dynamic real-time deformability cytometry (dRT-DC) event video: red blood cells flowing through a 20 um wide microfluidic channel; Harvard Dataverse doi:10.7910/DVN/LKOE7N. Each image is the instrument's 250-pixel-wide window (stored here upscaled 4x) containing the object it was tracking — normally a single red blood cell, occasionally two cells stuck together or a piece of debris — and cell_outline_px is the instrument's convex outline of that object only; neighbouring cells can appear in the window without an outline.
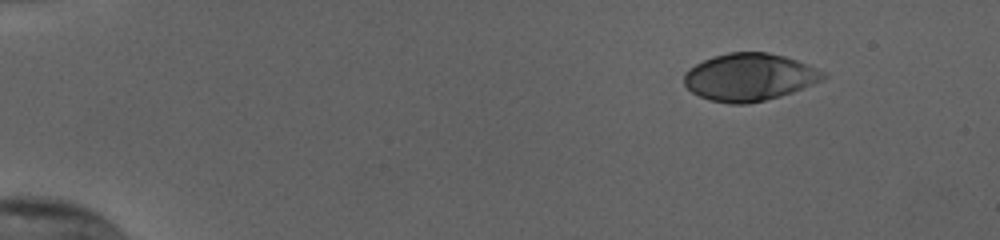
{"species": "human", "species_latin": "Homo sapiens", "temperature_condition": "cold", "stored_images_in_passage": 49, "camera_frame_rate_fps": 3000, "um_per_image_px": 0.085, "donor": {"sex": "female"}, "frame": {"image": 1, "passage_image": 1, "time_ms": 0.0, "image_size_px": [1000, 240], "cell_outline_px": [[828, 76], [820, 80], [792, 92], [780, 96], [748, 104], [732, 104], [708, 100], [692, 92], [684, 84], [684, 72], [688, 68], [704, 60], [728, 52], [768, 52], [784, 56], [796, 60], [824, 72]], "centroid_in_image_um": [63.65, 6.56], "position_along_channel_um": 21.3, "area_um2": 38.15}}
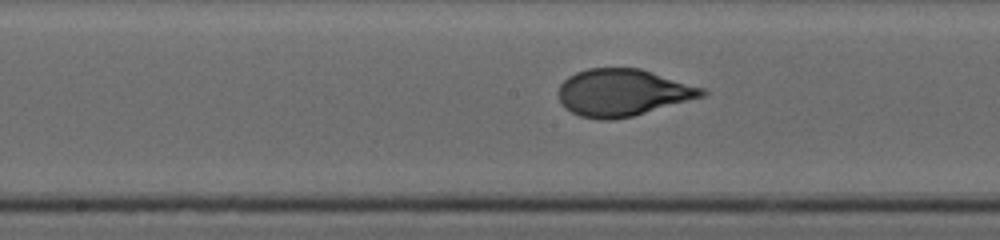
{"frame": {"image": 2, "passage_image": 24, "time_ms": 7.667, "image_size_px": [1000, 240], "cell_outline_px": [[708, 92], [704, 96], [632, 116], [612, 120], [600, 120], [580, 116], [564, 108], [556, 92], [560, 84], [568, 76], [576, 72], [588, 68], [640, 68], [704, 88]], "centroid_in_image_um": [52.89, 7.87], "position_along_channel_um": 195.3, "area_um2": 39.36}}
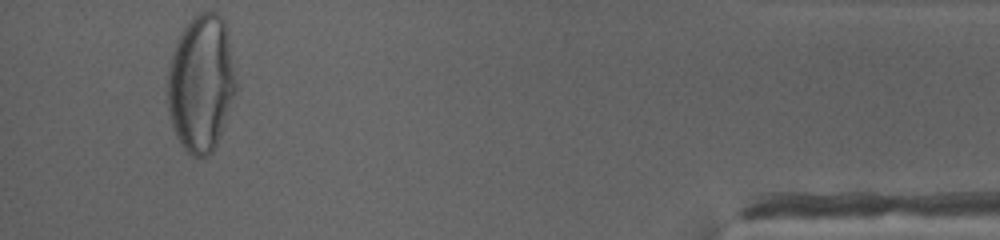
{"frame": {"image": 3, "passage_image": 46, "time_ms": 15.0, "image_size_px": [1000, 240], "cell_outline_px": [[236, 92], [216, 144], [212, 152], [204, 156], [192, 156], [184, 148], [176, 136], [172, 128], [168, 112], [168, 64], [172, 52], [188, 20], [192, 16], [200, 12], [216, 12], [224, 20], [228, 36], [236, 80]], "centroid_in_image_um": [17.08, 7.07], "position_along_channel_um": 418.1, "area_um2": 54.39}, "authors_computed_cell_mechanics": {"area_um2": 39.4196, "velocity_mm_per_s": 3.8193, "shape_relaxation_time_tau1_ms": 5.2085, "shape_relaxation_time_tau2_ms": null, "deformation_change_tau1": 0.2346, "deformation_change_tau2": null}}